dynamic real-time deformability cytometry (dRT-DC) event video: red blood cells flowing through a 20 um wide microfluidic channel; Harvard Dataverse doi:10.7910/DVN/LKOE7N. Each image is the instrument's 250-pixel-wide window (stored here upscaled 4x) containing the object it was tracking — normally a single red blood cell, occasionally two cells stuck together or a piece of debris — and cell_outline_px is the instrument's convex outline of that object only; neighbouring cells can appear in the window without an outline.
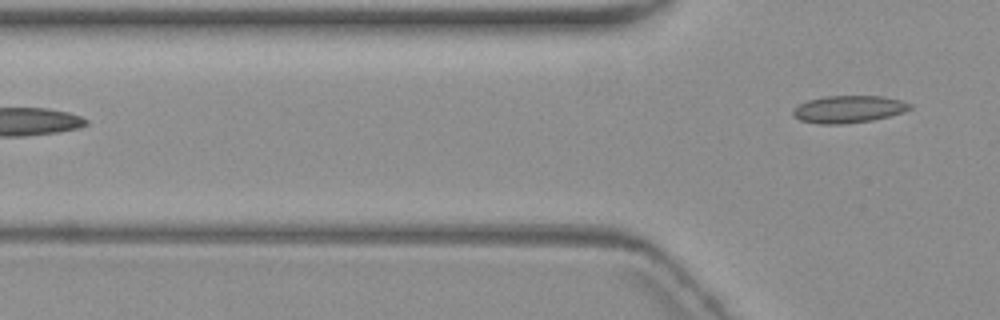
{"species": "common noctule bat (a hibernating species)", "species_latin": "Nyctalus noctula", "temperature_condition": "warm", "stored_images_in_passage": 4, "camera_frame_rate_fps": 3000, "um_per_image_px": 0.085, "animal": {"sex": "female", "body_mass_g": 19.3, "forearm_length_mm": 54.1}, "frame": {"image": 1, "passage_image": 4, "time_ms": 4.333, "image_size_px": [1000, 320], "cell_outline_px": [[912, 108], [904, 112], [872, 120], [840, 124], [816, 124], [800, 120], [792, 116], [792, 112], [800, 104], [808, 100], [824, 96], [884, 96], [900, 100], [912, 104]], "centroid_in_image_um": [72.13, 9.28], "position_along_channel_um": 53.7, "area_um2": 18.55}}